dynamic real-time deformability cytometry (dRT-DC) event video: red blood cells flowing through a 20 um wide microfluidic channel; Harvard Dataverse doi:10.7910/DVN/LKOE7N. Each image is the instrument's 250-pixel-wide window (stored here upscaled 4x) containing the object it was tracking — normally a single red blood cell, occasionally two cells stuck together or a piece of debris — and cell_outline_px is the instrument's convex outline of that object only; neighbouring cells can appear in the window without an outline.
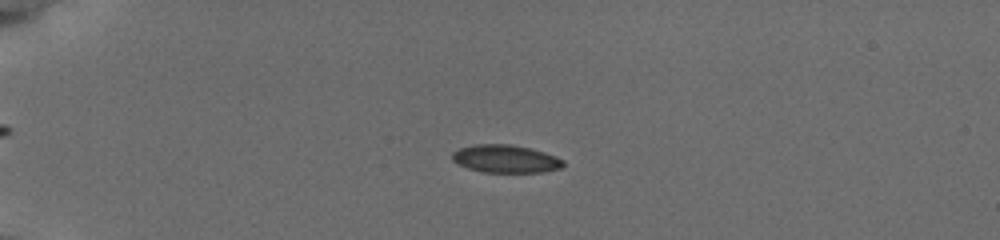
{"species": "common noctule bat (a hibernating species)", "species_latin": "Nyctalus noctula", "temperature_condition": "cold", "stored_images_in_passage": 56, "camera_frame_rate_fps": 3000, "um_per_image_px": 0.085, "animal": {"sex": "female", "body_mass_g": 19.5, "forearm_length_mm": 54.1}, "frame": {"image": 1, "passage_image": 16, "time_ms": 5.0, "image_size_px": [1000, 240], "cell_outline_px": [[564, 164], [560, 168], [544, 172], [484, 172], [468, 168], [452, 160], [452, 152], [460, 148], [472, 144], [508, 144], [528, 148], [544, 152], [556, 156], [564, 160]], "centroid_in_image_um": [42.97, 13.5], "position_along_channel_um": 42.0, "area_um2": 17.92}}
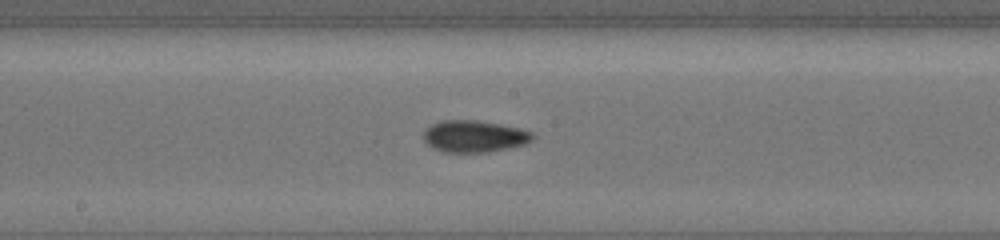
{"frame": {"image": 2, "passage_image": 33, "time_ms": 10.667, "image_size_px": [1000, 240], "cell_outline_px": [[536, 136], [532, 140], [524, 144], [508, 148], [488, 152], [444, 152], [432, 148], [424, 140], [424, 128], [440, 120], [476, 120], [500, 124], [520, 128], [532, 132]], "centroid_in_image_um": [40.3, 11.58], "position_along_channel_um": 207.9, "area_um2": 20.35}}
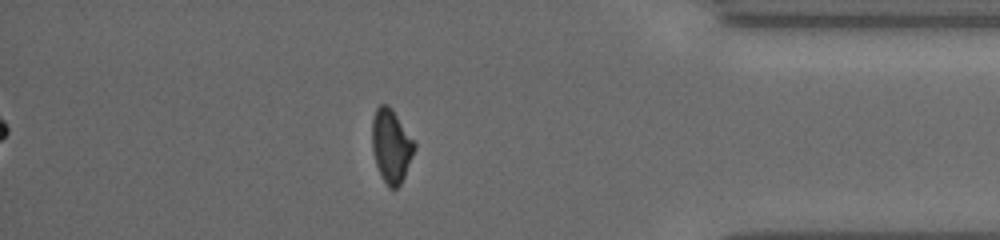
{"frame": {"image": 3, "passage_image": 50, "time_ms": 16.333, "image_size_px": [1000, 240], "cell_outline_px": [[416, 148], [404, 176], [400, 184], [396, 188], [388, 188], [376, 164], [372, 148], [372, 120], [376, 108], [380, 104], [388, 104], [392, 108], [416, 144]], "centroid_in_image_um": [33.25, 12.37], "position_along_channel_um": 402.0, "area_um2": 17.98}, "authors_computed_cell_mechanics": {"area_um2": 18.207, "velocity_mm_per_s": 3.8334, "shape_relaxation_time_tau1_ms": 3.5116, "shape_relaxation_time_tau2_ms": 2.9986, "deformation_change_tau1": 0.0899, "deformation_change_tau2": 0.0638}}